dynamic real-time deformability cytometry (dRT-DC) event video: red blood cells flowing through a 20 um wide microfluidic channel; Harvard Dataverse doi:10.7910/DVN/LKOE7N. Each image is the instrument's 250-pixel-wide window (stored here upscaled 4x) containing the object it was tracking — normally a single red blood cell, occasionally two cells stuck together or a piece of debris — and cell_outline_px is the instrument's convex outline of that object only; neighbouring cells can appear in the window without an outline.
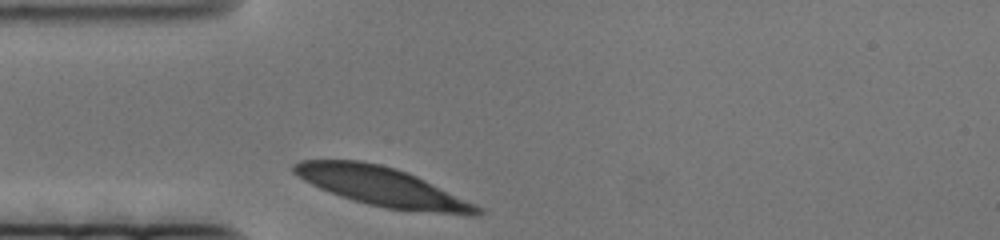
{"species": "human", "species_latin": "Homo sapiens", "temperature_condition": "cold", "stored_images_in_passage": 42, "camera_frame_rate_fps": 3000, "um_per_image_px": 0.085, "donor": {"sex": "female"}, "frame": {"image": 1, "passage_image": 1, "time_ms": 0.0, "image_size_px": [1000, 240], "cell_outline_px": [[484, 212], [480, 216], [472, 216], [384, 208], [352, 200], [340, 196], [320, 188], [304, 180], [292, 172], [292, 164], [300, 160], [360, 160], [380, 164], [396, 168], [416, 176], [476, 204], [484, 208]], "centroid_in_image_um": [32.52, 15.88], "position_along_channel_um": 52.5, "area_um2": 41.62}}
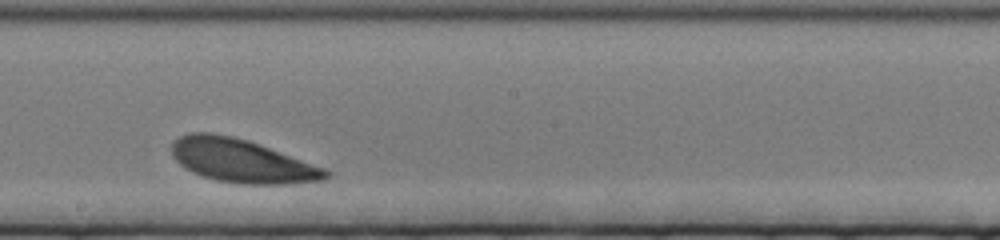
{"frame": {"image": 2, "passage_image": 24, "time_ms": 7.667, "image_size_px": [1000, 240], "cell_outline_px": [[332, 176], [324, 180], [292, 184], [236, 184], [216, 180], [192, 172], [184, 168], [172, 156], [172, 144], [180, 136], [188, 132], [212, 132], [232, 136], [248, 140], [328, 168], [332, 172]], "centroid_in_image_um": [20.61, 13.68], "position_along_channel_um": 227.6, "area_um2": 39.54}}
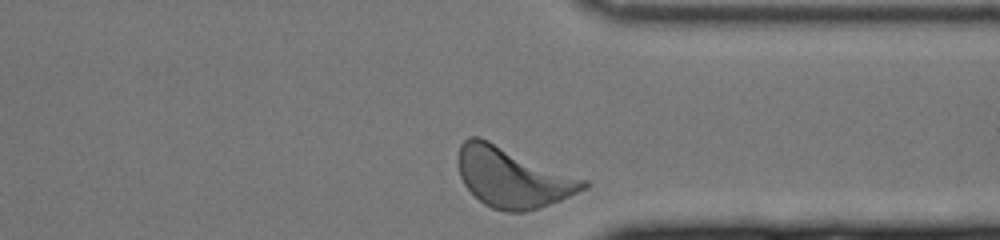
{"frame": {"image": 3, "passage_image": 42, "time_ms": 13.667, "image_size_px": [1000, 240], "cell_outline_px": [[588, 188], [560, 200], [540, 208], [524, 212], [504, 212], [492, 208], [484, 204], [464, 184], [460, 176], [456, 160], [460, 144], [468, 136], [480, 136], [588, 180]], "centroid_in_image_um": [43.56, 15.06], "position_along_channel_um": 367.8, "area_um2": 44.27}}